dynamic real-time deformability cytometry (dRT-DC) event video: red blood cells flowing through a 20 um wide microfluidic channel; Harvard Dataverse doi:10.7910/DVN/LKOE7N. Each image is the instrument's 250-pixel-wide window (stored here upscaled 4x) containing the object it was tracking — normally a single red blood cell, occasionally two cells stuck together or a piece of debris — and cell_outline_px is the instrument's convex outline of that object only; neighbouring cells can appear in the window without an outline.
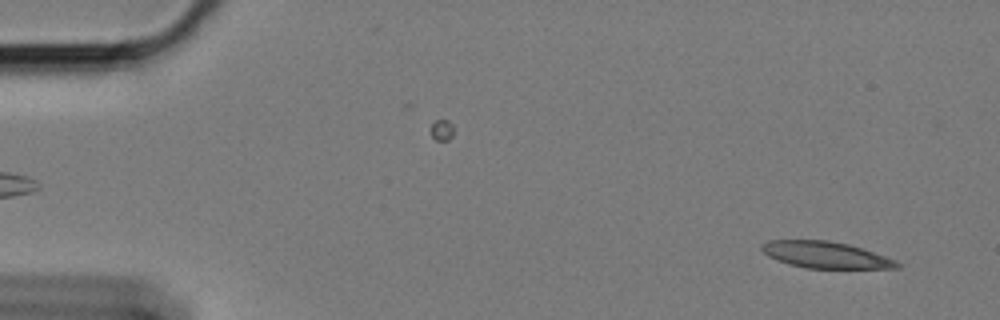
{"species": "Egyptian fruit bat (a non-hibernating species)", "species_latin": "Rousettus aegyptiacus", "temperature_condition": "cold", "stored_images_in_passage": 58, "camera_frame_rate_fps": 3000, "um_per_image_px": 0.085, "animal": {"sex": "female"}, "frame": {"image": 1, "passage_image": 3, "time_ms": 0.667, "image_size_px": [1000, 320], "cell_outline_px": [[904, 264], [900, 268], [804, 268], [788, 264], [768, 256], [760, 248], [768, 240], [828, 240], [848, 244], [896, 260]], "centroid_in_image_um": [70.19, 21.67], "position_along_channel_um": 14.8, "area_um2": 20.81}}
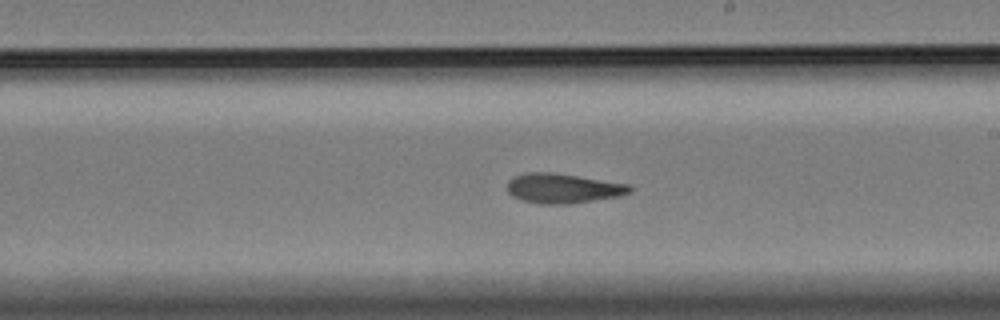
{"frame": {"image": 2, "passage_image": 33, "time_ms": 10.667, "image_size_px": [1000, 320], "cell_outline_px": [[632, 192], [620, 196], [568, 204], [540, 204], [520, 200], [512, 196], [508, 192], [508, 180], [512, 176], [528, 172], [552, 172], [632, 184]], "centroid_in_image_um": [47.86, 16.0], "position_along_channel_um": 241.1, "area_um2": 21.5}}
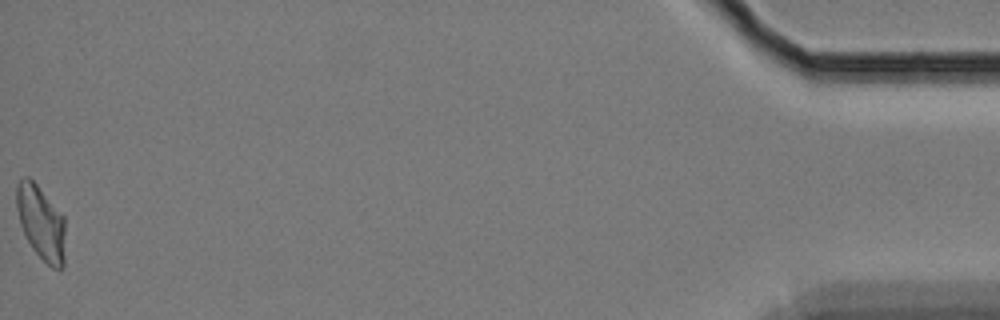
{"frame": {"image": 3, "passage_image": 58, "time_ms": 19.0, "image_size_px": [1000, 320], "cell_outline_px": [[64, 268], [52, 268], [32, 248], [20, 224], [16, 208], [16, 188], [20, 180], [24, 176], [28, 176], [36, 184], [64, 216]], "centroid_in_image_um": [3.48, 18.91], "position_along_channel_um": 431.7, "area_um2": 20.81}, "authors_computed_cell_mechanics": {"area_um2": 21.3571, "velocity_mm_per_s": 3.3925, "shape_relaxation_time_tau1_ms": null, "shape_relaxation_time_tau2_ms": 5.3712, "deformation_change_tau1": null, "deformation_change_tau2": 0.1433}}